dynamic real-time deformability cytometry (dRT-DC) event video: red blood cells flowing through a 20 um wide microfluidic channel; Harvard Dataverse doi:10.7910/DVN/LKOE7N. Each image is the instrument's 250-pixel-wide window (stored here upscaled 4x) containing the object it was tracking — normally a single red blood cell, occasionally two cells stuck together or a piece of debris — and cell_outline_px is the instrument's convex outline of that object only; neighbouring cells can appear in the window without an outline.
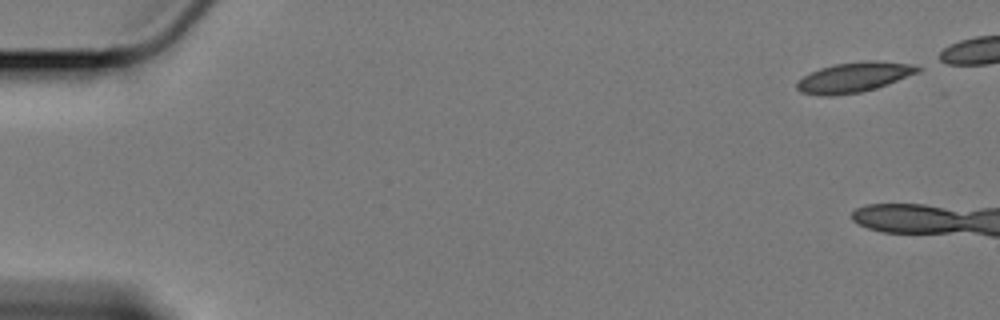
{"species": "Egyptian fruit bat (a non-hibernating species)", "species_latin": "Rousettus aegyptiacus", "temperature_condition": "cold", "stored_images_in_passage": 10, "camera_frame_rate_fps": 3000, "um_per_image_px": 0.085, "animal": {"sex": "female"}, "frame": {"image": 1, "passage_image": 1, "time_ms": 0.0, "image_size_px": [1000, 320], "cell_outline_px": [[924, 68], [920, 72], [888, 84], [876, 88], [860, 92], [832, 96], [820, 96], [800, 92], [796, 88], [796, 80], [820, 68], [836, 64], [864, 60], [876, 60], [912, 64]], "centroid_in_image_um": [72.6, 6.57], "position_along_channel_um": 12.4, "area_um2": 21.39}}